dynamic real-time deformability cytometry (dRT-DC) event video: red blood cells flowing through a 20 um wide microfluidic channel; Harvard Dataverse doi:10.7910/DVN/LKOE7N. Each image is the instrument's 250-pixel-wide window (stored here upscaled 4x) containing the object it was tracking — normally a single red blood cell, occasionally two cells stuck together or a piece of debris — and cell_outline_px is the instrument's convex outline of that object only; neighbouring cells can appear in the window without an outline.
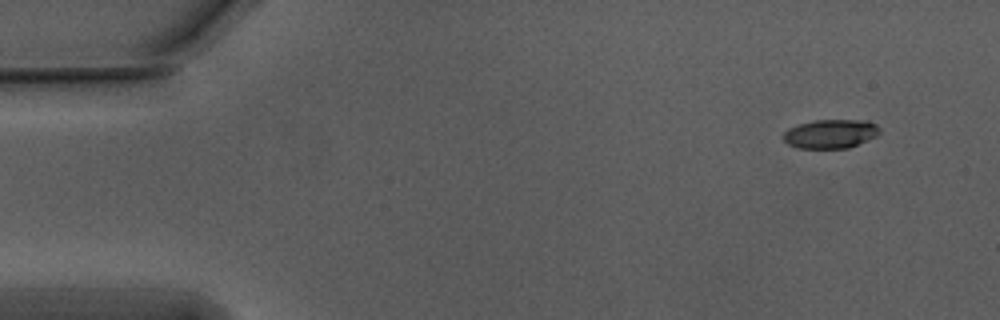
{"species": "Egyptian fruit bat (a non-hibernating species)", "species_latin": "Rousettus aegyptiacus", "temperature_condition": "warm", "stored_images_in_passage": 52, "camera_frame_rate_fps": 3000, "um_per_image_px": 0.085, "animal": {"sex": "male"}, "frame": {"image": 1, "passage_image": 1, "time_ms": 0.0, "image_size_px": [1000, 320], "cell_outline_px": [[880, 132], [876, 136], [848, 148], [796, 148], [788, 144], [784, 140], [784, 132], [788, 128], [800, 124], [816, 120], [868, 120], [876, 124], [880, 128]], "centroid_in_image_um": [70.61, 11.37], "position_along_channel_um": 14.4, "area_um2": 16.18}}
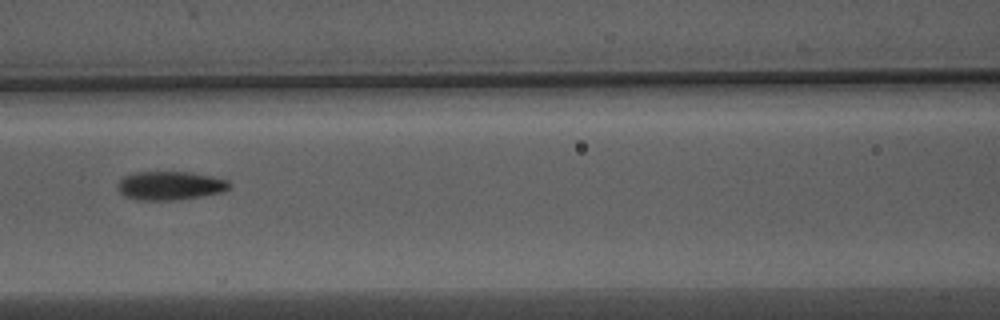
{"frame": {"image": 2, "passage_image": 21, "time_ms": 6.667, "image_size_px": [1000, 320], "cell_outline_px": [[232, 184], [228, 188], [220, 192], [180, 200], [136, 200], [124, 196], [116, 188], [116, 184], [124, 176], [136, 172], [192, 172], [212, 176], [228, 180]], "centroid_in_image_um": [14.42, 15.78], "position_along_channel_um": 152.2, "area_um2": 18.79}}
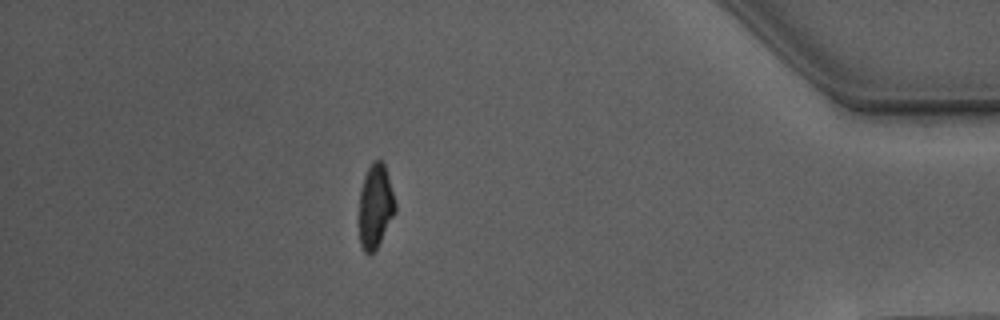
{"frame": {"image": 3, "passage_image": 45, "time_ms": 14.667, "image_size_px": [1000, 320], "cell_outline_px": [[396, 212], [376, 248], [368, 256], [364, 252], [360, 244], [360, 192], [364, 176], [372, 160], [380, 160], [384, 164], [396, 204]], "centroid_in_image_um": [31.91, 17.53], "position_along_channel_um": 403.3, "area_um2": 17.4}}